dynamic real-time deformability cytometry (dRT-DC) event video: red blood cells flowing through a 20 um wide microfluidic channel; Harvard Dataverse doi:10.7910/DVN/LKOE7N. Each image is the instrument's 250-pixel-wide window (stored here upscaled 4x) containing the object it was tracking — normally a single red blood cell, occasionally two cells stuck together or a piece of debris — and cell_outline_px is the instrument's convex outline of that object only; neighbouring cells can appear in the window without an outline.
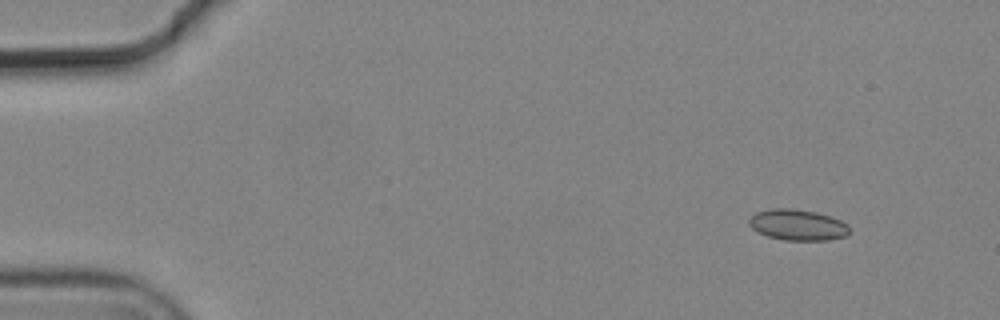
{"species": "common noctule bat (a hibernating species)", "species_latin": "Nyctalus noctula", "temperature_condition": "cold", "stored_images_in_passage": 4, "camera_frame_rate_fps": 3000, "um_per_image_px": 0.085, "animal": {"sex": "male", "body_mass_g": 19.2, "forearm_length_mm": 51.8}, "frame": {"image": 1, "passage_image": 2, "time_ms": 0.333, "image_size_px": [1000, 320], "cell_outline_px": [[848, 236], [828, 240], [784, 240], [768, 236], [756, 232], [748, 224], [748, 220], [756, 212], [772, 208], [792, 208], [816, 212], [840, 220], [848, 224]], "centroid_in_image_um": [67.78, 19.12], "position_along_channel_um": 17.2, "area_um2": 18.15}}
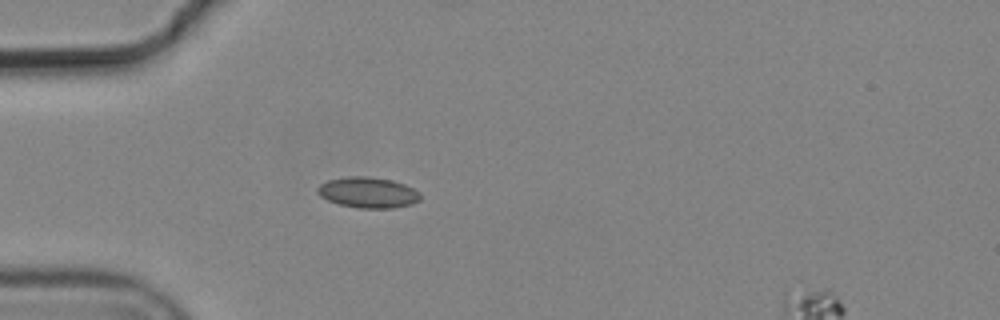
{"frame": {"image": 2, "passage_image": 4, "time_ms": 1.0, "image_size_px": [1000, 320], "cell_outline_px": [[420, 200], [412, 204], [392, 208], [356, 208], [340, 204], [328, 200], [320, 196], [316, 192], [316, 188], [320, 184], [328, 180], [348, 176], [368, 176], [392, 180], [404, 184], [420, 192]], "centroid_in_image_um": [31.27, 16.36], "position_along_channel_um": 53.7, "area_um2": 18.5}}